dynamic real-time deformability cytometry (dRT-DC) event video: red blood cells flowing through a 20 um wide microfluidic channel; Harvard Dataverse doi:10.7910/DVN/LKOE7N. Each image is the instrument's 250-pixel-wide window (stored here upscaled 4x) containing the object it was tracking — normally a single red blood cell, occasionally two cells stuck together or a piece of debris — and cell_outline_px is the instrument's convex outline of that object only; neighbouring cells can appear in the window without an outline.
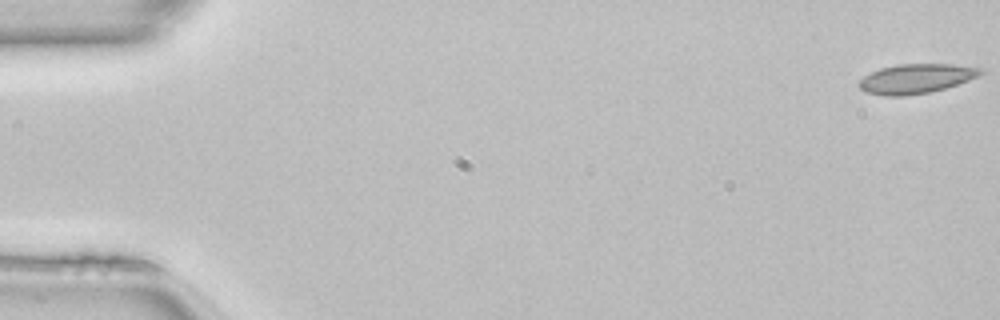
{"species": "common noctule bat (a hibernating species)", "species_latin": "Nyctalus noctula", "temperature_condition": "room temperature", "stored_images_in_passage": 50, "camera_frame_rate_fps": 3000, "um_per_image_px": 0.085, "animal": {"sex": "female", "body_mass_g": 22.7, "forearm_length_mm": 54.2}, "frame": {"image": 1, "passage_image": 1, "time_ms": 0.0, "image_size_px": [1000, 320], "cell_outline_px": [[984, 72], [968, 80], [944, 88], [928, 92], [904, 96], [884, 96], [864, 92], [856, 84], [864, 76], [880, 68], [900, 64], [952, 64], [984, 68]], "centroid_in_image_um": [77.83, 6.68], "position_along_channel_um": 7.2, "area_um2": 20.81}}
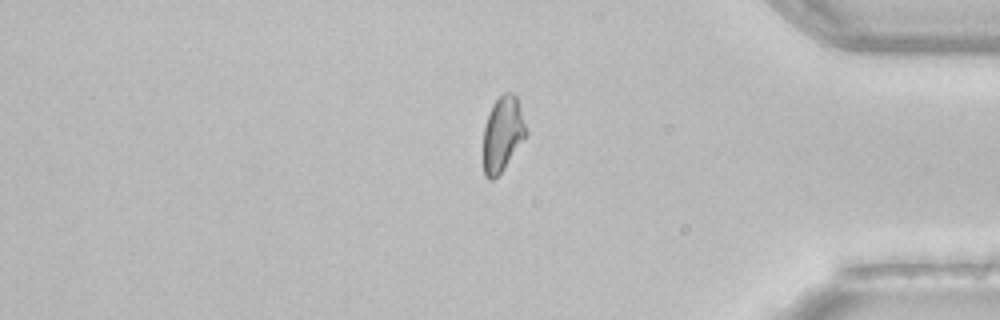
{"frame": {"image": 2, "passage_image": 42, "time_ms": 13.667, "image_size_px": [1000, 320], "cell_outline_px": [[528, 136], [504, 168], [492, 180], [488, 180], [484, 176], [484, 128], [492, 104], [504, 92], [512, 92], [516, 96], [528, 132]], "centroid_in_image_um": [42.74, 11.39], "position_along_channel_um": 392.5, "area_um2": 18.67}}
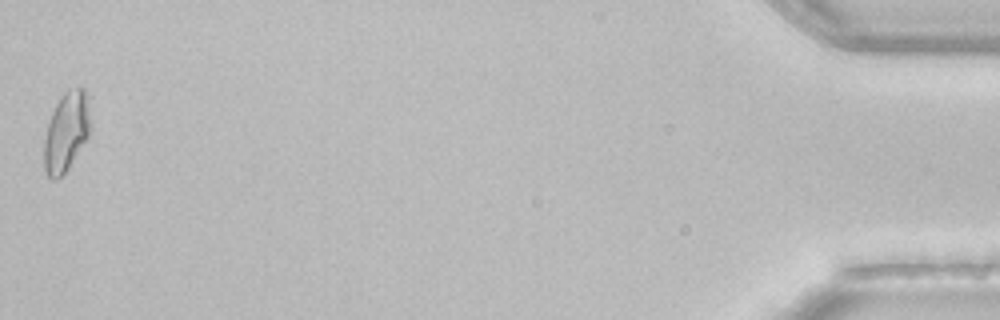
{"frame": {"image": 3, "passage_image": 50, "time_ms": 16.333, "image_size_px": [1000, 320], "cell_outline_px": [[92, 128], [88, 136], [68, 168], [56, 180], [52, 180], [48, 176], [44, 168], [44, 140], [48, 124], [52, 112], [60, 96], [68, 88], [80, 84], [84, 88]], "centroid_in_image_um": [5.64, 11.15], "position_along_channel_um": 429.6, "area_um2": 21.44}, "authors_computed_cell_mechanics": {"area_um2": 19.7965, "velocity_mm_per_s": 4.115, "shape_relaxation_time_tau1_ms": 8.9756, "shape_relaxation_time_tau2_ms": 1.5834, "deformation_change_tau1": 0.1428, "deformation_change_tau2": 0.0544}}